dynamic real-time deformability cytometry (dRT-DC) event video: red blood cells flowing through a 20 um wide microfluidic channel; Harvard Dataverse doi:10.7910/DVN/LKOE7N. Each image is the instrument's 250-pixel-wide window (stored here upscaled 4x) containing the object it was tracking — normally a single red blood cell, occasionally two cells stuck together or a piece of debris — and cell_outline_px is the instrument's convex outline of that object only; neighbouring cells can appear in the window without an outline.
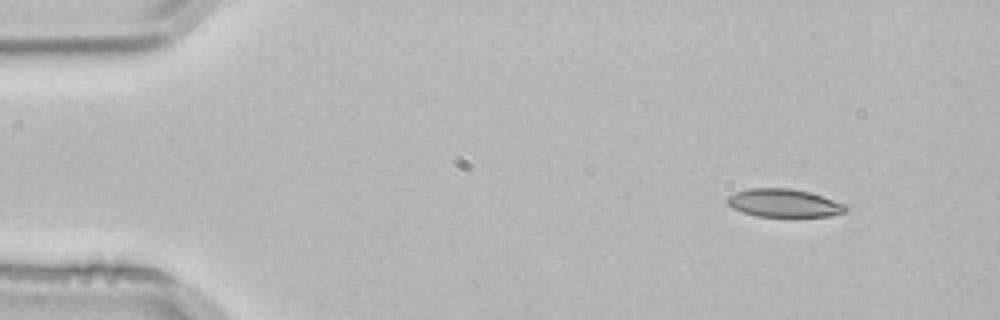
{"species": "common noctule bat (a hibernating species)", "species_latin": "Nyctalus noctula", "temperature_condition": "room temperature", "stored_images_in_passage": 3, "camera_frame_rate_fps": 3000, "um_per_image_px": 0.085, "animal": {"sex": "male", "body_mass_g": 21.5, "forearm_length_mm": 52.0}, "frame": {"image": 1, "passage_image": 1, "time_ms": 0.0, "image_size_px": [1000, 320], "cell_outline_px": [[848, 208], [844, 212], [828, 216], [756, 216], [732, 208], [724, 200], [728, 196], [736, 192], [748, 188], [792, 188], [808, 192], [848, 204]], "centroid_in_image_um": [66.62, 17.25], "position_along_channel_um": 18.4, "area_um2": 19.36}}
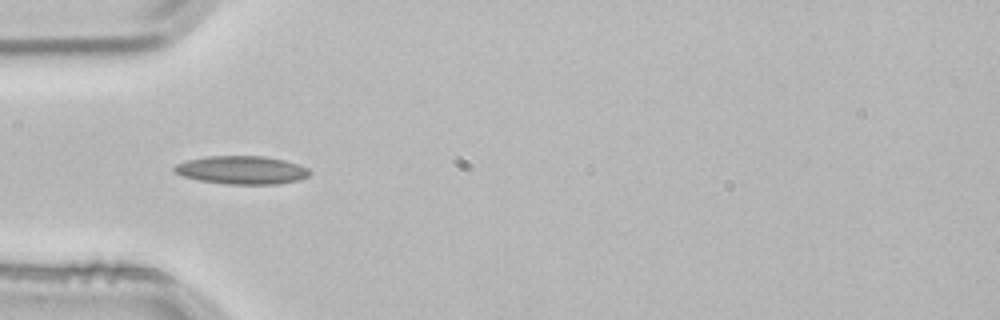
{"frame": {"image": 2, "passage_image": 3, "time_ms": 0.667, "image_size_px": [1000, 320], "cell_outline_px": [[312, 172], [308, 176], [300, 180], [276, 184], [228, 184], [200, 180], [184, 176], [176, 172], [172, 168], [176, 164], [188, 160], [208, 156], [264, 156], [284, 160], [308, 168]], "centroid_in_image_um": [20.58, 14.45], "position_along_channel_um": 64.4, "area_um2": 22.08}}